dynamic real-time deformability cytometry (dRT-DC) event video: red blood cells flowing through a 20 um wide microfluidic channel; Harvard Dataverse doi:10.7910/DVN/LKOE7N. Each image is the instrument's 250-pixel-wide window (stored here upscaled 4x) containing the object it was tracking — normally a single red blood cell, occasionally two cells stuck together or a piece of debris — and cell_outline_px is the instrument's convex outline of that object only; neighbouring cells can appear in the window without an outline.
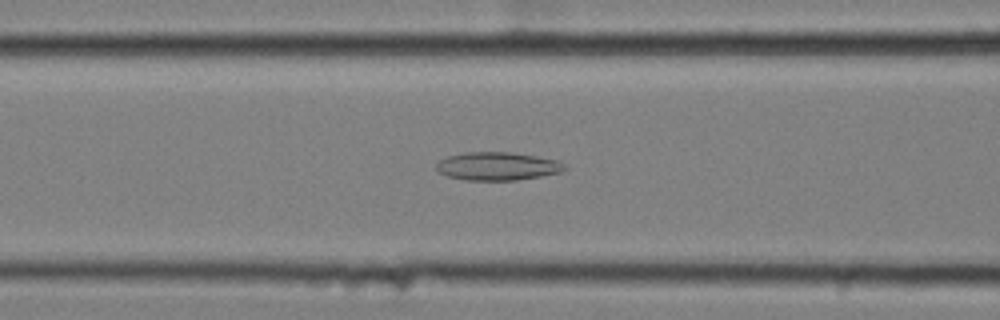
{"species": "common noctule bat (a hibernating species)", "species_latin": "Nyctalus noctula", "temperature_condition": "cold", "stored_images_in_passage": 50, "camera_frame_rate_fps": 3000, "um_per_image_px": 0.085, "animal": {"sex": "female", "body_mass_g": 25.1}, "frame": {"image": 1, "passage_image": 16, "time_ms": 5.0, "image_size_px": [1000, 320], "cell_outline_px": [[568, 168], [560, 172], [540, 176], [516, 180], [464, 180], [448, 176], [440, 172], [436, 168], [436, 164], [440, 160], [448, 156], [464, 152], [512, 152], [560, 160]], "centroid_in_image_um": [42.31, 14.12], "position_along_channel_um": 124.3, "area_um2": 21.1}}
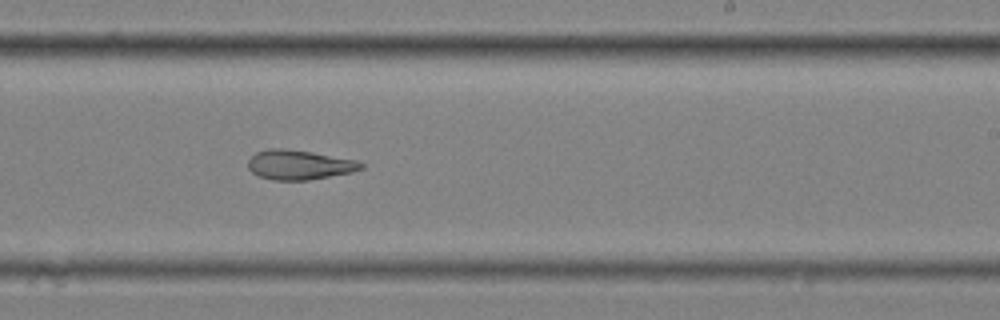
{"frame": {"image": 2, "passage_image": 28, "time_ms": 9.0, "image_size_px": [1000, 320], "cell_outline_px": [[364, 168], [352, 172], [308, 180], [272, 180], [260, 176], [252, 172], [248, 168], [248, 160], [256, 152], [268, 148], [284, 148], [312, 152], [356, 160], [364, 164]], "centroid_in_image_um": [25.43, 14.0], "position_along_channel_um": 263.6, "area_um2": 19.48}}
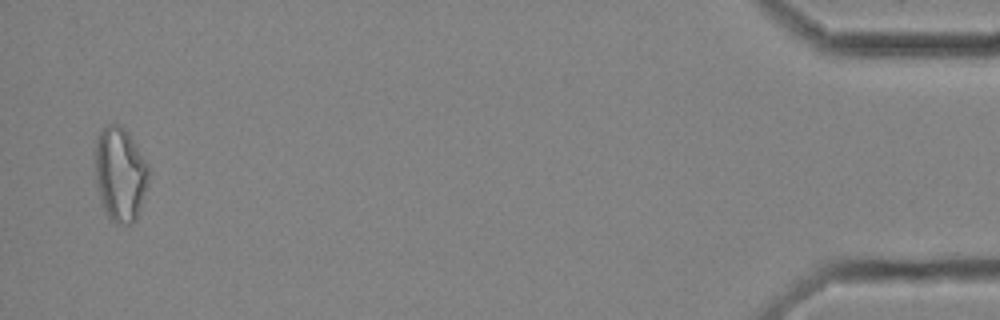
{"frame": {"image": 3, "passage_image": 49, "time_ms": 16.0, "image_size_px": [1000, 320], "cell_outline_px": [[148, 184], [136, 220], [128, 224], [120, 224], [112, 220], [108, 216], [100, 200], [96, 180], [96, 140], [100, 132], [108, 124], [116, 124], [124, 128], [128, 132], [148, 164]], "centroid_in_image_um": [10.22, 14.81], "position_along_channel_um": 425.0, "area_um2": 29.02}, "authors_computed_cell_mechanics": {"area_um2": 22.5131, "velocity_mm_per_s": 3.49, "shape_relaxation_time_tau1_ms": null, "shape_relaxation_time_tau2_ms": 5.9477, "deformation_change_tau1": null, "deformation_change_tau2": 0.1522}}